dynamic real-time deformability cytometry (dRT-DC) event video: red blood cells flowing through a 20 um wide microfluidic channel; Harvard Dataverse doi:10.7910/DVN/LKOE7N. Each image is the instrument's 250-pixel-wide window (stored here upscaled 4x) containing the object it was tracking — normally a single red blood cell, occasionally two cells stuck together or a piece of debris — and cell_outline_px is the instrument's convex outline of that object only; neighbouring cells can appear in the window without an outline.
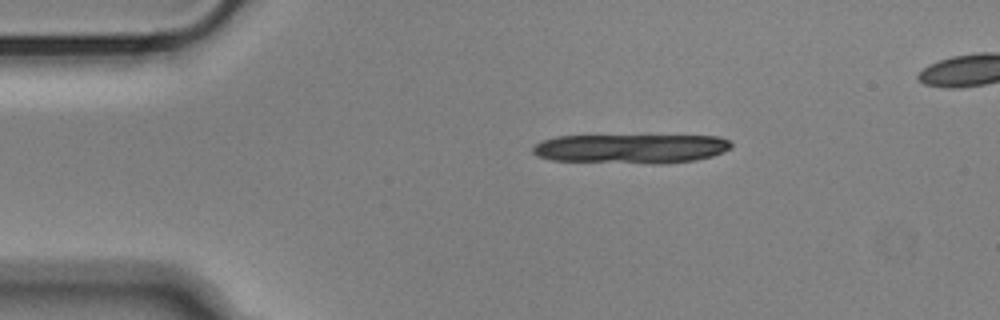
{"species": "Egyptian fruit bat (a non-hibernating species)", "species_latin": "Rousettus aegyptiacus", "temperature_condition": "cold", "stored_images_in_passage": 8, "camera_frame_rate_fps": 3000, "um_per_image_px": 0.085, "animal": {"sex": "male"}, "frame": {"image": 1, "passage_image": 1, "time_ms": 0.0, "image_size_px": [1000, 320], "cell_outline_px": [[732, 148], [724, 152], [712, 156], [696, 160], [660, 164], [652, 164], [552, 160], [536, 156], [532, 152], [532, 148], [540, 140], [556, 136], [716, 136], [732, 140]], "centroid_in_image_um": [53.65, 12.64], "position_along_channel_um": 31.4, "area_um2": 34.22}}